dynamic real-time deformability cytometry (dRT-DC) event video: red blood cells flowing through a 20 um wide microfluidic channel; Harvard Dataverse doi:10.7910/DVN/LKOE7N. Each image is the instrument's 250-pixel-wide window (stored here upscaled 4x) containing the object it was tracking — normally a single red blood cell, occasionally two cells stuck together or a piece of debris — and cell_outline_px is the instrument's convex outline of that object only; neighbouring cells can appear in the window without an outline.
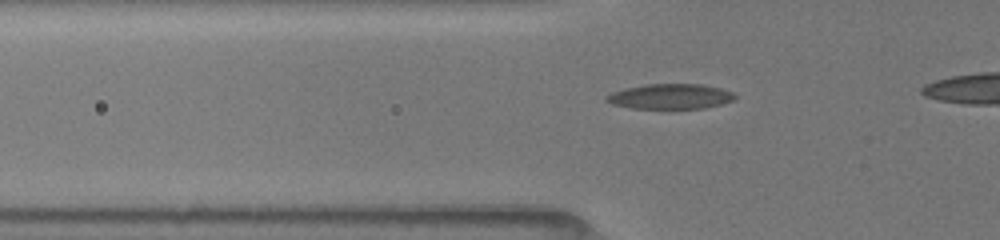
{"species": "common noctule bat (a hibernating species)", "species_latin": "Nyctalus noctula", "temperature_condition": "room temperature", "stored_images_in_passage": 33, "camera_frame_rate_fps": 3000, "um_per_image_px": 0.085, "animal": {"sex": "female", "body_mass_g": 19.5, "forearm_length_mm": 54.1}, "frame": {"image": 1, "passage_image": 8, "time_ms": 2.333, "image_size_px": [1000, 240], "cell_outline_px": [[736, 100], [704, 108], [632, 108], [612, 104], [604, 100], [604, 96], [612, 92], [624, 88], [644, 84], [700, 84], [720, 88], [732, 92], [736, 96]], "centroid_in_image_um": [56.95, 8.19], "position_along_channel_um": 68.9, "area_um2": 18.84}}
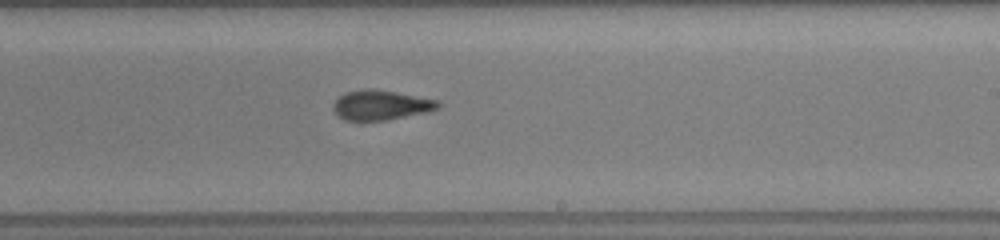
{"frame": {"image": 2, "passage_image": 22, "time_ms": 7.0, "image_size_px": [1000, 240], "cell_outline_px": [[440, 108], [428, 112], [388, 120], [344, 120], [332, 108], [332, 104], [340, 96], [348, 92], [368, 88], [372, 88], [396, 92], [440, 100]], "centroid_in_image_um": [32.43, 8.93], "position_along_channel_um": 256.6, "area_um2": 18.21}}
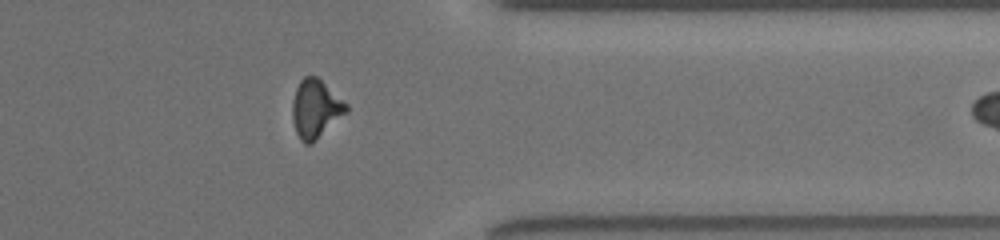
{"frame": {"image": 3, "passage_image": 32, "time_ms": 10.333, "image_size_px": [1000, 240], "cell_outline_px": [[348, 112], [312, 144], [304, 144], [300, 140], [296, 132], [292, 120], [292, 100], [296, 88], [300, 80], [304, 76], [316, 76], [348, 104]], "centroid_in_image_um": [26.82, 9.27], "position_along_channel_um": 384.6, "area_um2": 18.5}}